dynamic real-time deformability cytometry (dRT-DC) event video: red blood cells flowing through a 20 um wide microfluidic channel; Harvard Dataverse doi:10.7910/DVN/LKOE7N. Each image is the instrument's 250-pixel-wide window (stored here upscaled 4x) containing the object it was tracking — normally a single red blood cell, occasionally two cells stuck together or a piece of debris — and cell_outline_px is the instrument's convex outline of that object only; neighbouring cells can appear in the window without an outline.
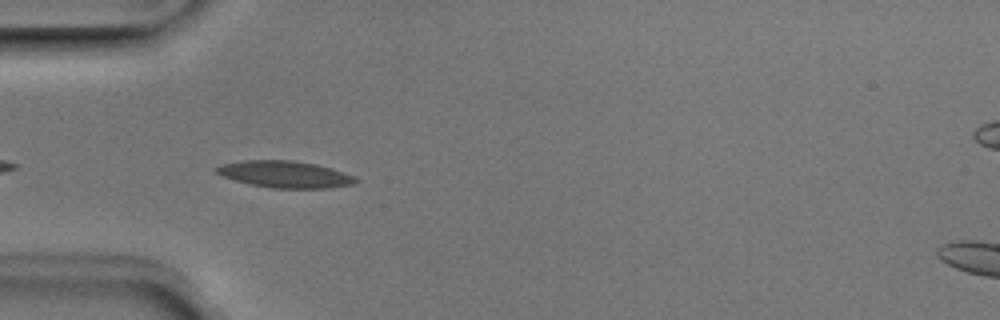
{"species": "Egyptian fruit bat (a non-hibernating species)", "species_latin": "Rousettus aegyptiacus", "temperature_condition": "room temperature", "stored_images_in_passage": 39, "camera_frame_rate_fps": 3000, "um_per_image_px": 0.085, "animal": {"sex": "male"}, "frame": {"image": 1, "passage_image": 3, "time_ms": 0.667, "image_size_px": [1000, 320], "cell_outline_px": [[360, 180], [352, 184], [328, 188], [272, 188], [252, 184], [236, 180], [224, 176], [216, 172], [212, 168], [220, 164], [244, 160], [292, 160], [316, 164], [332, 168], [356, 176]], "centroid_in_image_um": [24.24, 14.8], "position_along_channel_um": 60.8, "area_um2": 21.73}}
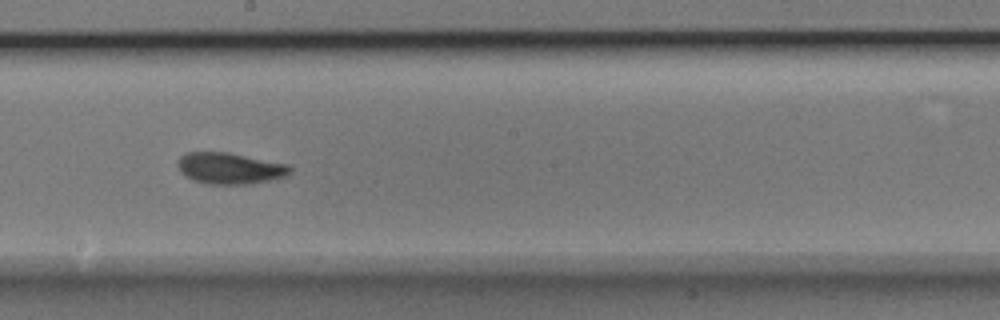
{"frame": {"image": 2, "passage_image": 16, "time_ms": 5.0, "image_size_px": [1000, 320], "cell_outline_px": [[292, 172], [284, 176], [268, 180], [248, 184], [204, 184], [192, 180], [184, 176], [180, 172], [176, 164], [180, 156], [184, 152], [228, 152], [288, 164], [292, 168]], "centroid_in_image_um": [19.48, 14.3], "position_along_channel_um": 228.7, "area_um2": 20.69}}
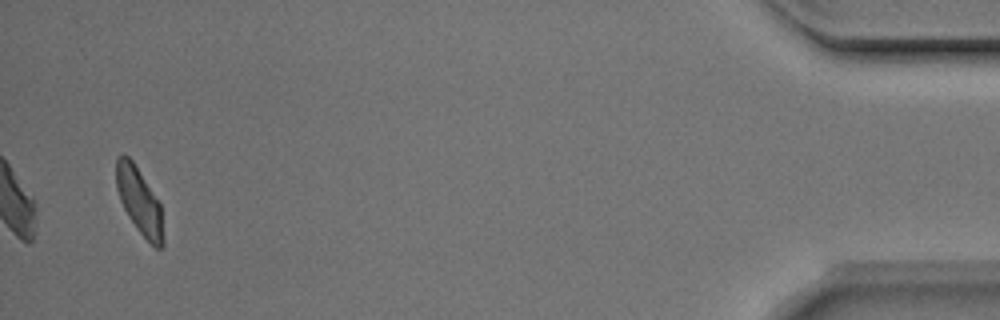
{"frame": {"image": 3, "passage_image": 37, "time_ms": 12.0, "image_size_px": [1000, 320], "cell_outline_px": [[164, 244], [160, 248], [156, 248], [136, 228], [128, 216], [120, 200], [116, 188], [116, 156], [128, 156], [132, 160], [160, 204], [164, 240]], "centroid_in_image_um": [11.83, 17.1], "position_along_channel_um": 423.4, "area_um2": 17.8}, "authors_computed_cell_mechanics": {"area_um2": 19.8832, "velocity_mm_per_s": 3.9417, "shape_relaxation_time_tau1_ms": 3.8123, "shape_relaxation_time_tau2_ms": 1.9073, "deformation_change_tau1": 0.1208, "deformation_change_tau2": 0.0622}}